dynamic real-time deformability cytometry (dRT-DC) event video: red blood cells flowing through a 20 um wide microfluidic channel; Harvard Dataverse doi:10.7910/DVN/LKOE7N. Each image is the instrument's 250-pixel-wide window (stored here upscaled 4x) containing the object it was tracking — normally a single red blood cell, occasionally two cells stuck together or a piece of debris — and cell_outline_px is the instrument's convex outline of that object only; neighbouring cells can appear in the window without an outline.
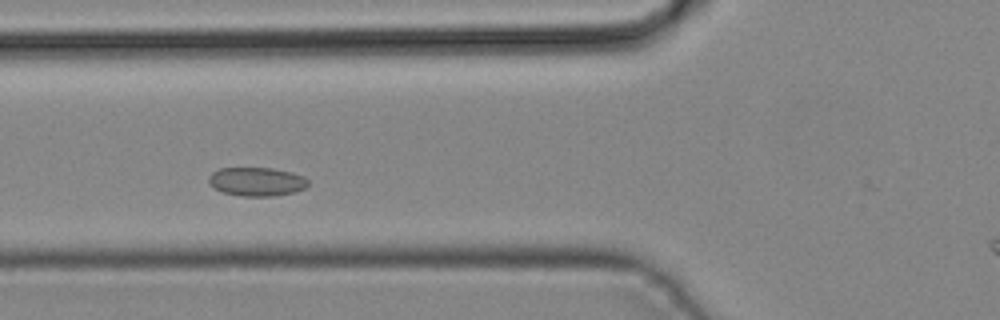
{"species": "common noctule bat (a hibernating species)", "species_latin": "Nyctalus noctula", "temperature_condition": "cold", "stored_images_in_passage": 37, "camera_frame_rate_fps": 3000, "um_per_image_px": 0.085, "animal": {"sex": "male", "body_mass_g": 19.2, "forearm_length_mm": 51.8}, "frame": {"image": 1, "passage_image": 9, "time_ms": 2.667, "image_size_px": [1000, 320], "cell_outline_px": [[308, 184], [304, 188], [296, 192], [272, 196], [240, 196], [224, 192], [216, 188], [208, 180], [208, 176], [212, 172], [220, 168], [272, 168], [292, 172], [304, 176], [308, 180]], "centroid_in_image_um": [21.85, 15.43], "position_along_channel_um": 104.0, "area_um2": 16.59}}
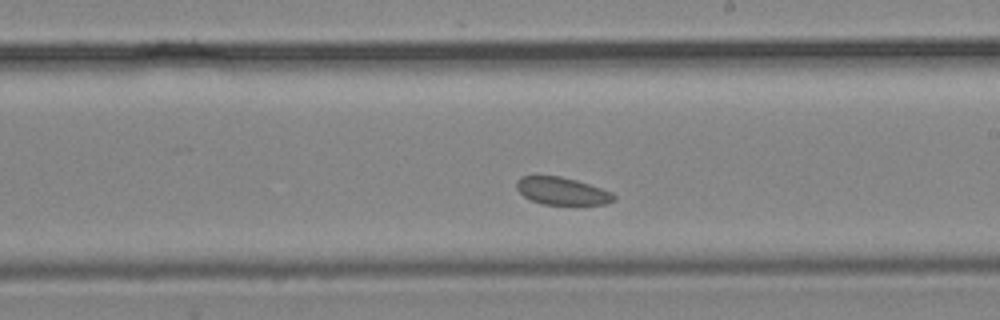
{"frame": {"image": 2, "passage_image": 18, "time_ms": 5.667, "image_size_px": [1000, 320], "cell_outline_px": [[616, 200], [604, 204], [544, 204], [532, 200], [524, 196], [516, 188], [516, 180], [520, 176], [560, 176], [576, 180], [612, 192], [616, 196]], "centroid_in_image_um": [47.76, 16.23], "position_along_channel_um": 241.2, "area_um2": 15.43}}
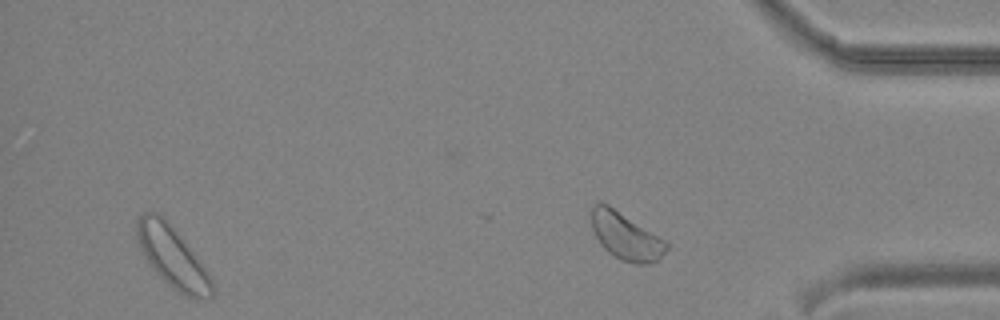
{"frame": {"image": 3, "passage_image": 35, "time_ms": 11.333, "image_size_px": [1000, 320], "cell_outline_px": [[216, 292], [212, 296], [188, 296], [172, 288], [152, 268], [140, 248], [136, 236], [136, 224], [140, 216], [144, 212], [156, 212], [164, 216], [204, 268], [212, 280]], "centroid_in_image_um": [14.61, 21.81], "position_along_channel_um": 420.6, "area_um2": 25.78}}